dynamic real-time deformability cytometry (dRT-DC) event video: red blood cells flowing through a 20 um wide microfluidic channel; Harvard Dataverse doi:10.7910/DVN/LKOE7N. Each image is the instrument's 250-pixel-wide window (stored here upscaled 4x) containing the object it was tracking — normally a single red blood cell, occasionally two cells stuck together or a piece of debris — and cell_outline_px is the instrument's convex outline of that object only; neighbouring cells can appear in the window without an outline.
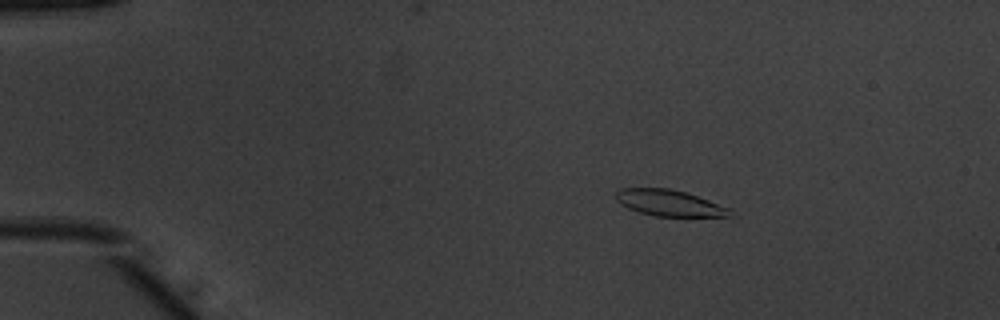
{"species": "common noctule bat (a hibernating species)", "species_latin": "Nyctalus noctula", "temperature_condition": "warm", "stored_images_in_passage": 45, "camera_frame_rate_fps": 3000, "um_per_image_px": 0.085, "animal": {"sex": "male", "body_mass_g": 20.1, "forearm_length_mm": 53.5}, "frame": {"image": 1, "passage_image": 2, "time_ms": 0.333, "image_size_px": [1000, 320], "cell_outline_px": [[732, 216], [656, 216], [640, 212], [628, 208], [620, 204], [616, 200], [616, 192], [620, 188], [668, 188], [688, 192], [732, 208]], "centroid_in_image_um": [56.93, 17.24], "position_along_channel_um": 28.1, "area_um2": 17.57}}
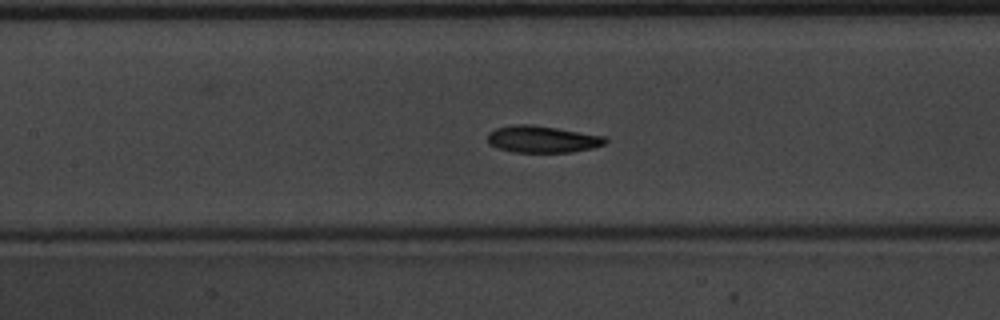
{"frame": {"image": 2, "passage_image": 18, "time_ms": 5.667, "image_size_px": [1000, 320], "cell_outline_px": [[608, 140], [604, 144], [592, 148], [572, 152], [512, 152], [496, 148], [488, 144], [488, 132], [496, 128], [512, 124], [532, 124], [604, 136]], "centroid_in_image_um": [46.04, 11.83], "position_along_channel_um": 161.4, "area_um2": 18.5}}
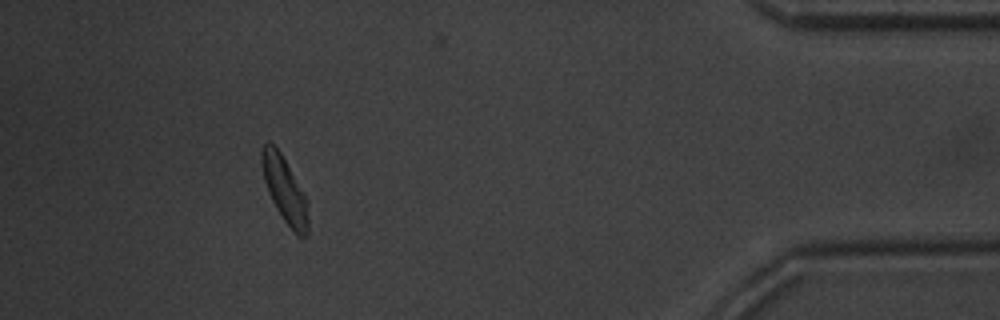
{"frame": {"image": 3, "passage_image": 41, "time_ms": 13.333, "image_size_px": [1000, 320], "cell_outline_px": [[308, 232], [304, 236], [300, 236], [284, 220], [276, 208], [268, 192], [264, 180], [260, 160], [260, 152], [264, 144], [268, 140], [280, 152], [308, 200]], "centroid_in_image_um": [24.18, 16.09], "position_along_channel_um": 411.0, "area_um2": 17.51}, "authors_computed_cell_mechanics": {"area_um2": 18.3804, "velocity_mm_per_s": 3.9075, "shape_relaxation_time_tau1_ms": 2.2641, "shape_relaxation_time_tau2_ms": 3.5362, "deformation_change_tau1": 0.1243, "deformation_change_tau2": 0.0981}}